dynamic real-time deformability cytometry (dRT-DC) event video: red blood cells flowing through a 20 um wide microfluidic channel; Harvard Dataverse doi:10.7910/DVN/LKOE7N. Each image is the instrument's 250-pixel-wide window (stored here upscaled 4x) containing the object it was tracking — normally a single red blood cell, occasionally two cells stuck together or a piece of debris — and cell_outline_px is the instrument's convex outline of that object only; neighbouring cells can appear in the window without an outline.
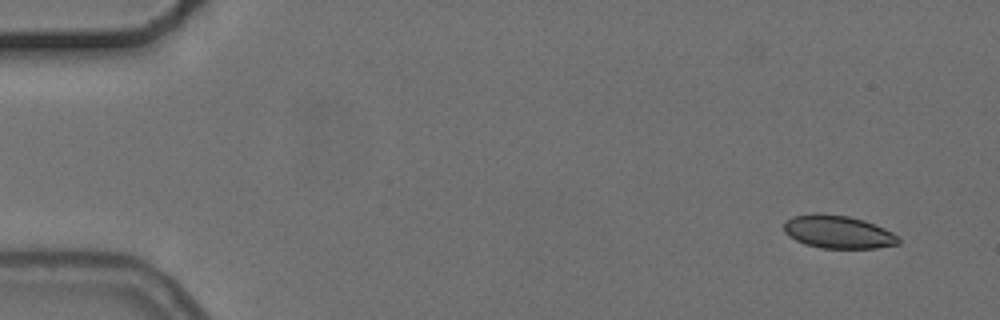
{"species": "common noctule bat (a hibernating species)", "species_latin": "Nyctalus noctula", "temperature_condition": "cold", "stored_images_in_passage": 3, "camera_frame_rate_fps": 3000, "um_per_image_px": 0.085, "animal": {"sex": "female", "body_mass_g": 24.6, "forearm_length_mm": 56.2}, "frame": {"image": 1, "passage_image": 1, "time_ms": 0.0, "image_size_px": [1000, 320], "cell_outline_px": [[900, 244], [876, 248], [820, 248], [804, 244], [788, 236], [784, 232], [784, 220], [792, 216], [812, 212], [824, 212], [848, 216], [864, 220], [884, 228], [892, 232], [900, 240]], "centroid_in_image_um": [71.18, 19.69], "position_along_channel_um": 13.8, "area_um2": 22.43}}
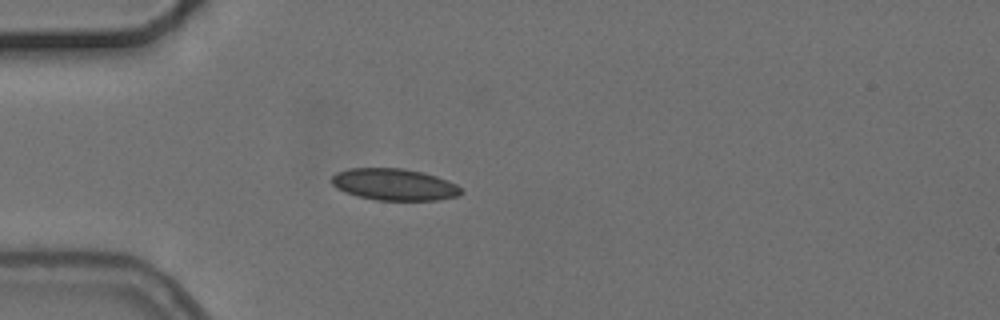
{"frame": {"image": 2, "passage_image": 3, "time_ms": 4.0, "image_size_px": [1000, 320], "cell_outline_px": [[464, 192], [460, 196], [436, 200], [376, 200], [356, 196], [344, 192], [336, 188], [332, 184], [332, 176], [336, 172], [348, 168], [404, 168], [424, 172], [436, 176], [456, 184]], "centroid_in_image_um": [33.5, 15.68], "position_along_channel_um": 51.5, "area_um2": 24.16}}